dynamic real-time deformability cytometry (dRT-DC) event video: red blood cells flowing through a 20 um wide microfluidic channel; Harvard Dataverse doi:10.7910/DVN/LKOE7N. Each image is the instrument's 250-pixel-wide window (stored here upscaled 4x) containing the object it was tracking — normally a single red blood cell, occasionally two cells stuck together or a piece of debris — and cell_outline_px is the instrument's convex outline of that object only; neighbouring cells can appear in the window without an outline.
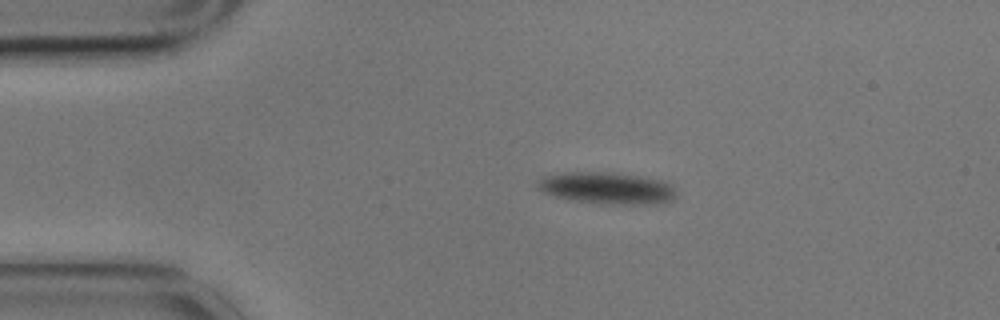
{"species": "common noctule bat (a hibernating species)", "species_latin": "Nyctalus noctula", "temperature_condition": "cold", "stored_images_in_passage": 5, "camera_frame_rate_fps": 3000, "um_per_image_px": 0.085, "animal": {"sex": "male", "body_mass_g": 17.9}, "frame": {"image": 1, "passage_image": 3, "time_ms": 0.667, "image_size_px": [1000, 320], "cell_outline_px": [[676, 196], [672, 200], [660, 204], [596, 204], [568, 200], [544, 192], [536, 188], [536, 180], [544, 176], [564, 172], [600, 172], [640, 176], [664, 180], [672, 184]], "centroid_in_image_um": [51.58, 16.0], "position_along_channel_um": 33.4, "area_um2": 26.07}}
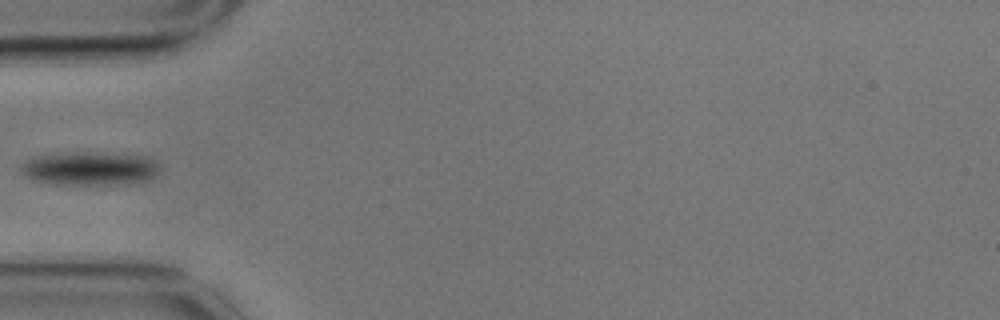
{"frame": {"image": 2, "passage_image": 5, "time_ms": 1.333, "image_size_px": [1000, 320], "cell_outline_px": [[160, 172], [156, 176], [148, 180], [124, 184], [52, 184], [32, 180], [24, 176], [20, 172], [20, 164], [24, 160], [32, 156], [56, 152], [84, 152], [148, 156], [160, 164]], "centroid_in_image_um": [7.58, 14.31], "position_along_channel_um": 77.4, "area_um2": 27.86}}